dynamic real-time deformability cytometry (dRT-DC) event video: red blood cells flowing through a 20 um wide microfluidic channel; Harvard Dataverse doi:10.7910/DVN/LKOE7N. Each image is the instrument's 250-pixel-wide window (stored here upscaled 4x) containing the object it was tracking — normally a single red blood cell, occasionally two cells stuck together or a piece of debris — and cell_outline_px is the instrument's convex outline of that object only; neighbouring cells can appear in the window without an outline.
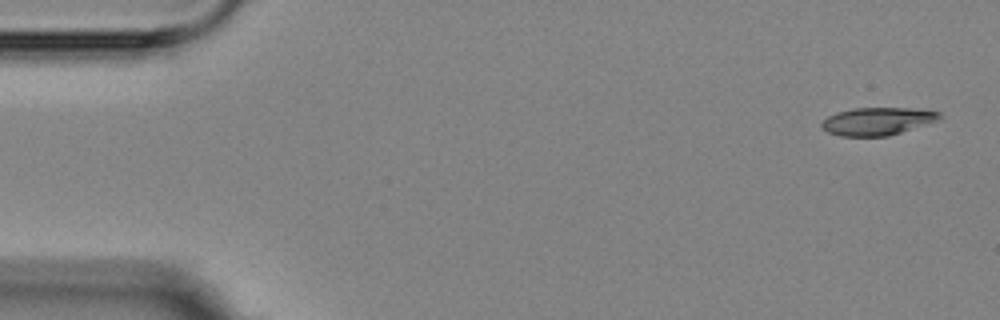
{"species": "Egyptian fruit bat (a non-hibernating species)", "species_latin": "Rousettus aegyptiacus", "temperature_condition": "room temperature", "stored_images_in_passage": 4, "camera_frame_rate_fps": 3000, "um_per_image_px": 0.085, "animal": {"sex": "female"}, "frame": {"image": 1, "passage_image": 1, "time_ms": 0.0, "image_size_px": [1000, 320], "cell_outline_px": [[944, 116], [940, 120], [928, 124], [888, 136], [840, 136], [828, 132], [820, 124], [828, 116], [836, 112], [852, 108], [912, 108], [940, 112]], "centroid_in_image_um": [74.62, 10.3], "position_along_channel_um": 10.4, "area_um2": 19.13}}
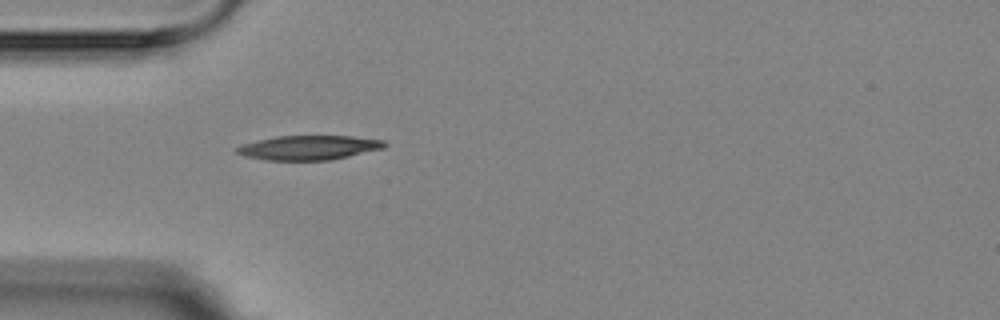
{"frame": {"image": 2, "passage_image": 4, "time_ms": 4.667, "image_size_px": [1000, 320], "cell_outline_px": [[388, 144], [384, 148], [348, 156], [328, 160], [264, 160], [244, 156], [236, 152], [236, 148], [240, 144], [256, 140], [276, 136], [352, 136], [384, 140]], "centroid_in_image_um": [26.22, 12.54], "position_along_channel_um": 58.8, "area_um2": 21.04}}